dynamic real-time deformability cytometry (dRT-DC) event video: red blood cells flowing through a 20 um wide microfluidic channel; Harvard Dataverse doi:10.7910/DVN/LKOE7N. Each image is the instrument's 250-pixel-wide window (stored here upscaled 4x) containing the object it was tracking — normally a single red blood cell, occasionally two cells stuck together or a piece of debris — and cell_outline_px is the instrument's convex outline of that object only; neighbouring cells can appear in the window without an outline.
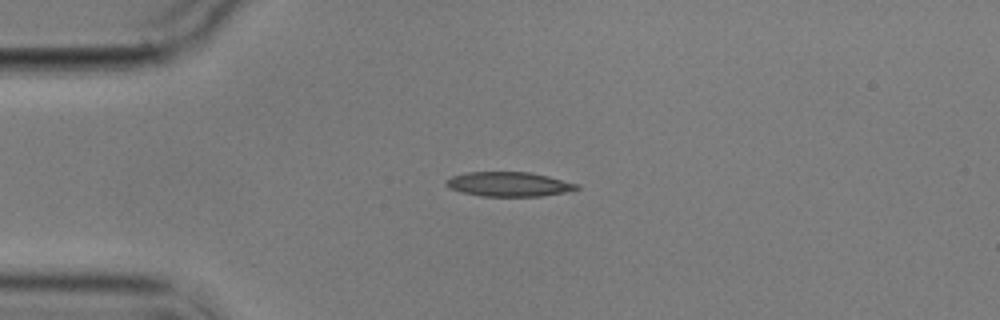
{"species": "common noctule bat (a hibernating species)", "species_latin": "Nyctalus noctula", "temperature_condition": "cold", "stored_images_in_passage": 2, "camera_frame_rate_fps": 3000, "um_per_image_px": 0.085, "animal": {"sex": "male", "body_mass_g": 17.9}, "frame": {"image": 1, "passage_image": 1, "time_ms": 0.0, "image_size_px": [1000, 320], "cell_outline_px": [[580, 188], [564, 192], [540, 196], [480, 196], [460, 192], [444, 184], [444, 180], [452, 176], [468, 172], [528, 172], [548, 176], [580, 184]], "centroid_in_image_um": [43.24, 15.65], "position_along_channel_um": 41.8, "area_um2": 18.61}}